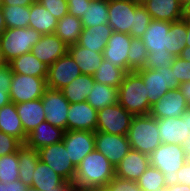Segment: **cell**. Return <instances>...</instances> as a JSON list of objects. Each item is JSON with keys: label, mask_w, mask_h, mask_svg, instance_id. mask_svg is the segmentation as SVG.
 <instances>
[{"label": "cell", "mask_w": 190, "mask_h": 191, "mask_svg": "<svg viewBox=\"0 0 190 191\" xmlns=\"http://www.w3.org/2000/svg\"><path fill=\"white\" fill-rule=\"evenodd\" d=\"M114 177L115 166L94 149L76 167L73 183L76 189L90 191L95 187L107 185Z\"/></svg>", "instance_id": "1"}, {"label": "cell", "mask_w": 190, "mask_h": 191, "mask_svg": "<svg viewBox=\"0 0 190 191\" xmlns=\"http://www.w3.org/2000/svg\"><path fill=\"white\" fill-rule=\"evenodd\" d=\"M118 103L134 116L150 113L147 89L136 71L127 72L118 87Z\"/></svg>", "instance_id": "2"}, {"label": "cell", "mask_w": 190, "mask_h": 191, "mask_svg": "<svg viewBox=\"0 0 190 191\" xmlns=\"http://www.w3.org/2000/svg\"><path fill=\"white\" fill-rule=\"evenodd\" d=\"M133 150L150 155L162 141L158 130V119L147 115H135L127 133Z\"/></svg>", "instance_id": "3"}, {"label": "cell", "mask_w": 190, "mask_h": 191, "mask_svg": "<svg viewBox=\"0 0 190 191\" xmlns=\"http://www.w3.org/2000/svg\"><path fill=\"white\" fill-rule=\"evenodd\" d=\"M41 36V33L30 27L6 29L0 36L1 61L9 63L24 53L31 52Z\"/></svg>", "instance_id": "4"}, {"label": "cell", "mask_w": 190, "mask_h": 191, "mask_svg": "<svg viewBox=\"0 0 190 191\" xmlns=\"http://www.w3.org/2000/svg\"><path fill=\"white\" fill-rule=\"evenodd\" d=\"M186 152L183 145L160 144L150 155V166L159 169L166 186L179 184L177 171L185 164Z\"/></svg>", "instance_id": "5"}, {"label": "cell", "mask_w": 190, "mask_h": 191, "mask_svg": "<svg viewBox=\"0 0 190 191\" xmlns=\"http://www.w3.org/2000/svg\"><path fill=\"white\" fill-rule=\"evenodd\" d=\"M135 71L141 76L146 86L150 106L156 104L167 91L179 89L180 83L175 80L171 65L156 70L138 69Z\"/></svg>", "instance_id": "6"}, {"label": "cell", "mask_w": 190, "mask_h": 191, "mask_svg": "<svg viewBox=\"0 0 190 191\" xmlns=\"http://www.w3.org/2000/svg\"><path fill=\"white\" fill-rule=\"evenodd\" d=\"M134 115L119 103L106 106L97 112L96 131L127 135Z\"/></svg>", "instance_id": "7"}, {"label": "cell", "mask_w": 190, "mask_h": 191, "mask_svg": "<svg viewBox=\"0 0 190 191\" xmlns=\"http://www.w3.org/2000/svg\"><path fill=\"white\" fill-rule=\"evenodd\" d=\"M46 79L13 73L9 90L11 102L18 104L41 98L47 89Z\"/></svg>", "instance_id": "8"}, {"label": "cell", "mask_w": 190, "mask_h": 191, "mask_svg": "<svg viewBox=\"0 0 190 191\" xmlns=\"http://www.w3.org/2000/svg\"><path fill=\"white\" fill-rule=\"evenodd\" d=\"M39 159L51 167L65 181H73L76 168L73 166L63 141L40 148Z\"/></svg>", "instance_id": "9"}, {"label": "cell", "mask_w": 190, "mask_h": 191, "mask_svg": "<svg viewBox=\"0 0 190 191\" xmlns=\"http://www.w3.org/2000/svg\"><path fill=\"white\" fill-rule=\"evenodd\" d=\"M139 0H108V24L114 32L130 34Z\"/></svg>", "instance_id": "10"}, {"label": "cell", "mask_w": 190, "mask_h": 191, "mask_svg": "<svg viewBox=\"0 0 190 191\" xmlns=\"http://www.w3.org/2000/svg\"><path fill=\"white\" fill-rule=\"evenodd\" d=\"M41 100L46 121L67 131V112L70 103L64 97L62 91L47 88Z\"/></svg>", "instance_id": "11"}, {"label": "cell", "mask_w": 190, "mask_h": 191, "mask_svg": "<svg viewBox=\"0 0 190 191\" xmlns=\"http://www.w3.org/2000/svg\"><path fill=\"white\" fill-rule=\"evenodd\" d=\"M95 149L102 153L111 164L116 166L131 150L127 135H115L107 132H94Z\"/></svg>", "instance_id": "12"}, {"label": "cell", "mask_w": 190, "mask_h": 191, "mask_svg": "<svg viewBox=\"0 0 190 191\" xmlns=\"http://www.w3.org/2000/svg\"><path fill=\"white\" fill-rule=\"evenodd\" d=\"M81 74L77 63L67 52L48 67L47 88L61 90Z\"/></svg>", "instance_id": "13"}, {"label": "cell", "mask_w": 190, "mask_h": 191, "mask_svg": "<svg viewBox=\"0 0 190 191\" xmlns=\"http://www.w3.org/2000/svg\"><path fill=\"white\" fill-rule=\"evenodd\" d=\"M69 158L76 168L83 158L95 149V136L93 131L67 130L63 140Z\"/></svg>", "instance_id": "14"}, {"label": "cell", "mask_w": 190, "mask_h": 191, "mask_svg": "<svg viewBox=\"0 0 190 191\" xmlns=\"http://www.w3.org/2000/svg\"><path fill=\"white\" fill-rule=\"evenodd\" d=\"M190 106L179 89L167 91L156 104L151 106L150 115L156 119L180 117Z\"/></svg>", "instance_id": "15"}, {"label": "cell", "mask_w": 190, "mask_h": 191, "mask_svg": "<svg viewBox=\"0 0 190 191\" xmlns=\"http://www.w3.org/2000/svg\"><path fill=\"white\" fill-rule=\"evenodd\" d=\"M158 130L162 143L183 145L190 137L188 118L180 117L158 119Z\"/></svg>", "instance_id": "16"}, {"label": "cell", "mask_w": 190, "mask_h": 191, "mask_svg": "<svg viewBox=\"0 0 190 191\" xmlns=\"http://www.w3.org/2000/svg\"><path fill=\"white\" fill-rule=\"evenodd\" d=\"M67 52L68 45L55 33L43 34L31 49V53L48 67Z\"/></svg>", "instance_id": "17"}, {"label": "cell", "mask_w": 190, "mask_h": 191, "mask_svg": "<svg viewBox=\"0 0 190 191\" xmlns=\"http://www.w3.org/2000/svg\"><path fill=\"white\" fill-rule=\"evenodd\" d=\"M97 112L87 101L70 104L67 112V130L95 132Z\"/></svg>", "instance_id": "18"}, {"label": "cell", "mask_w": 190, "mask_h": 191, "mask_svg": "<svg viewBox=\"0 0 190 191\" xmlns=\"http://www.w3.org/2000/svg\"><path fill=\"white\" fill-rule=\"evenodd\" d=\"M132 36L120 32H112L103 52L105 60L128 72V52Z\"/></svg>", "instance_id": "19"}, {"label": "cell", "mask_w": 190, "mask_h": 191, "mask_svg": "<svg viewBox=\"0 0 190 191\" xmlns=\"http://www.w3.org/2000/svg\"><path fill=\"white\" fill-rule=\"evenodd\" d=\"M149 166V155L131 149L121 162L115 166V176L137 181Z\"/></svg>", "instance_id": "20"}, {"label": "cell", "mask_w": 190, "mask_h": 191, "mask_svg": "<svg viewBox=\"0 0 190 191\" xmlns=\"http://www.w3.org/2000/svg\"><path fill=\"white\" fill-rule=\"evenodd\" d=\"M65 130L53 126L47 121L41 122L28 135L25 145L34 150L59 143L63 140Z\"/></svg>", "instance_id": "21"}, {"label": "cell", "mask_w": 190, "mask_h": 191, "mask_svg": "<svg viewBox=\"0 0 190 191\" xmlns=\"http://www.w3.org/2000/svg\"><path fill=\"white\" fill-rule=\"evenodd\" d=\"M172 22L162 20H152L148 28L141 37L148 53L168 52L167 47V33Z\"/></svg>", "instance_id": "22"}, {"label": "cell", "mask_w": 190, "mask_h": 191, "mask_svg": "<svg viewBox=\"0 0 190 191\" xmlns=\"http://www.w3.org/2000/svg\"><path fill=\"white\" fill-rule=\"evenodd\" d=\"M152 20L174 22L182 19V6L178 0H142Z\"/></svg>", "instance_id": "23"}, {"label": "cell", "mask_w": 190, "mask_h": 191, "mask_svg": "<svg viewBox=\"0 0 190 191\" xmlns=\"http://www.w3.org/2000/svg\"><path fill=\"white\" fill-rule=\"evenodd\" d=\"M113 30L108 23L83 28L78 44L92 51L103 53Z\"/></svg>", "instance_id": "24"}, {"label": "cell", "mask_w": 190, "mask_h": 191, "mask_svg": "<svg viewBox=\"0 0 190 191\" xmlns=\"http://www.w3.org/2000/svg\"><path fill=\"white\" fill-rule=\"evenodd\" d=\"M16 109L26 135L41 122L46 121L41 98L18 103Z\"/></svg>", "instance_id": "25"}, {"label": "cell", "mask_w": 190, "mask_h": 191, "mask_svg": "<svg viewBox=\"0 0 190 191\" xmlns=\"http://www.w3.org/2000/svg\"><path fill=\"white\" fill-rule=\"evenodd\" d=\"M68 53L75 60L82 74L93 76L104 59L103 53L92 51L83 46L72 44Z\"/></svg>", "instance_id": "26"}, {"label": "cell", "mask_w": 190, "mask_h": 191, "mask_svg": "<svg viewBox=\"0 0 190 191\" xmlns=\"http://www.w3.org/2000/svg\"><path fill=\"white\" fill-rule=\"evenodd\" d=\"M0 131L17 138L22 144H25L27 140L16 104L13 102L0 108Z\"/></svg>", "instance_id": "27"}, {"label": "cell", "mask_w": 190, "mask_h": 191, "mask_svg": "<svg viewBox=\"0 0 190 191\" xmlns=\"http://www.w3.org/2000/svg\"><path fill=\"white\" fill-rule=\"evenodd\" d=\"M13 73L47 78L48 66L42 63L31 52L13 59L9 62Z\"/></svg>", "instance_id": "28"}, {"label": "cell", "mask_w": 190, "mask_h": 191, "mask_svg": "<svg viewBox=\"0 0 190 191\" xmlns=\"http://www.w3.org/2000/svg\"><path fill=\"white\" fill-rule=\"evenodd\" d=\"M30 28L43 34H51L55 32L58 19L55 18L45 7L39 2L30 5Z\"/></svg>", "instance_id": "29"}, {"label": "cell", "mask_w": 190, "mask_h": 191, "mask_svg": "<svg viewBox=\"0 0 190 191\" xmlns=\"http://www.w3.org/2000/svg\"><path fill=\"white\" fill-rule=\"evenodd\" d=\"M94 82L93 76L81 74L62 88L61 91L70 104L85 102L93 88Z\"/></svg>", "instance_id": "30"}, {"label": "cell", "mask_w": 190, "mask_h": 191, "mask_svg": "<svg viewBox=\"0 0 190 191\" xmlns=\"http://www.w3.org/2000/svg\"><path fill=\"white\" fill-rule=\"evenodd\" d=\"M83 30L80 18L66 14L58 20L55 34L68 46L77 44Z\"/></svg>", "instance_id": "31"}, {"label": "cell", "mask_w": 190, "mask_h": 191, "mask_svg": "<svg viewBox=\"0 0 190 191\" xmlns=\"http://www.w3.org/2000/svg\"><path fill=\"white\" fill-rule=\"evenodd\" d=\"M63 181L64 179L51 167L39 160L33 173L31 187L40 191H50L55 190Z\"/></svg>", "instance_id": "32"}, {"label": "cell", "mask_w": 190, "mask_h": 191, "mask_svg": "<svg viewBox=\"0 0 190 191\" xmlns=\"http://www.w3.org/2000/svg\"><path fill=\"white\" fill-rule=\"evenodd\" d=\"M86 101L97 111L114 105L118 103V88L95 81Z\"/></svg>", "instance_id": "33"}, {"label": "cell", "mask_w": 190, "mask_h": 191, "mask_svg": "<svg viewBox=\"0 0 190 191\" xmlns=\"http://www.w3.org/2000/svg\"><path fill=\"white\" fill-rule=\"evenodd\" d=\"M18 160H19V180L25 185L31 187L33 173L38 161L40 160L38 151L29 148L25 144H23L18 149Z\"/></svg>", "instance_id": "34"}, {"label": "cell", "mask_w": 190, "mask_h": 191, "mask_svg": "<svg viewBox=\"0 0 190 191\" xmlns=\"http://www.w3.org/2000/svg\"><path fill=\"white\" fill-rule=\"evenodd\" d=\"M126 73L122 68H118L110 61L103 59L93 78L98 83L118 88L123 82Z\"/></svg>", "instance_id": "35"}, {"label": "cell", "mask_w": 190, "mask_h": 191, "mask_svg": "<svg viewBox=\"0 0 190 191\" xmlns=\"http://www.w3.org/2000/svg\"><path fill=\"white\" fill-rule=\"evenodd\" d=\"M80 19L83 28L108 23V0H92Z\"/></svg>", "instance_id": "36"}, {"label": "cell", "mask_w": 190, "mask_h": 191, "mask_svg": "<svg viewBox=\"0 0 190 191\" xmlns=\"http://www.w3.org/2000/svg\"><path fill=\"white\" fill-rule=\"evenodd\" d=\"M186 19H180L171 23L167 33V51L178 57L186 46Z\"/></svg>", "instance_id": "37"}, {"label": "cell", "mask_w": 190, "mask_h": 191, "mask_svg": "<svg viewBox=\"0 0 190 191\" xmlns=\"http://www.w3.org/2000/svg\"><path fill=\"white\" fill-rule=\"evenodd\" d=\"M6 29L29 26L30 6L2 5Z\"/></svg>", "instance_id": "38"}, {"label": "cell", "mask_w": 190, "mask_h": 191, "mask_svg": "<svg viewBox=\"0 0 190 191\" xmlns=\"http://www.w3.org/2000/svg\"><path fill=\"white\" fill-rule=\"evenodd\" d=\"M136 182L142 191H164L166 188L163 173L152 166H149Z\"/></svg>", "instance_id": "39"}, {"label": "cell", "mask_w": 190, "mask_h": 191, "mask_svg": "<svg viewBox=\"0 0 190 191\" xmlns=\"http://www.w3.org/2000/svg\"><path fill=\"white\" fill-rule=\"evenodd\" d=\"M19 179L18 151L0 157V182L6 184Z\"/></svg>", "instance_id": "40"}, {"label": "cell", "mask_w": 190, "mask_h": 191, "mask_svg": "<svg viewBox=\"0 0 190 191\" xmlns=\"http://www.w3.org/2000/svg\"><path fill=\"white\" fill-rule=\"evenodd\" d=\"M148 50L141 38H132L128 52V72L135 71L145 66Z\"/></svg>", "instance_id": "41"}, {"label": "cell", "mask_w": 190, "mask_h": 191, "mask_svg": "<svg viewBox=\"0 0 190 191\" xmlns=\"http://www.w3.org/2000/svg\"><path fill=\"white\" fill-rule=\"evenodd\" d=\"M152 21V17L146 8L140 2L135 8V21L132 26L130 35L133 38H141Z\"/></svg>", "instance_id": "42"}, {"label": "cell", "mask_w": 190, "mask_h": 191, "mask_svg": "<svg viewBox=\"0 0 190 191\" xmlns=\"http://www.w3.org/2000/svg\"><path fill=\"white\" fill-rule=\"evenodd\" d=\"M90 191H142L136 181L115 176L107 185L98 186Z\"/></svg>", "instance_id": "43"}, {"label": "cell", "mask_w": 190, "mask_h": 191, "mask_svg": "<svg viewBox=\"0 0 190 191\" xmlns=\"http://www.w3.org/2000/svg\"><path fill=\"white\" fill-rule=\"evenodd\" d=\"M176 56L170 54L169 52L165 53H157L152 52L148 53L145 61V66L140 69H152L156 70L160 67H165L171 65V63L175 60Z\"/></svg>", "instance_id": "44"}, {"label": "cell", "mask_w": 190, "mask_h": 191, "mask_svg": "<svg viewBox=\"0 0 190 191\" xmlns=\"http://www.w3.org/2000/svg\"><path fill=\"white\" fill-rule=\"evenodd\" d=\"M171 68L174 70V78L179 83L190 81V61L181 57H176L171 63Z\"/></svg>", "instance_id": "45"}, {"label": "cell", "mask_w": 190, "mask_h": 191, "mask_svg": "<svg viewBox=\"0 0 190 191\" xmlns=\"http://www.w3.org/2000/svg\"><path fill=\"white\" fill-rule=\"evenodd\" d=\"M58 20L68 14V3L64 0H38Z\"/></svg>", "instance_id": "46"}, {"label": "cell", "mask_w": 190, "mask_h": 191, "mask_svg": "<svg viewBox=\"0 0 190 191\" xmlns=\"http://www.w3.org/2000/svg\"><path fill=\"white\" fill-rule=\"evenodd\" d=\"M22 145L17 138L0 131V157L17 152Z\"/></svg>", "instance_id": "47"}, {"label": "cell", "mask_w": 190, "mask_h": 191, "mask_svg": "<svg viewBox=\"0 0 190 191\" xmlns=\"http://www.w3.org/2000/svg\"><path fill=\"white\" fill-rule=\"evenodd\" d=\"M12 69L9 63L0 64V89L9 93L11 80H12Z\"/></svg>", "instance_id": "48"}, {"label": "cell", "mask_w": 190, "mask_h": 191, "mask_svg": "<svg viewBox=\"0 0 190 191\" xmlns=\"http://www.w3.org/2000/svg\"><path fill=\"white\" fill-rule=\"evenodd\" d=\"M91 1L92 0H71L68 3V14L81 18L87 5H90Z\"/></svg>", "instance_id": "49"}, {"label": "cell", "mask_w": 190, "mask_h": 191, "mask_svg": "<svg viewBox=\"0 0 190 191\" xmlns=\"http://www.w3.org/2000/svg\"><path fill=\"white\" fill-rule=\"evenodd\" d=\"M176 173L179 179V184L190 186V166L185 163Z\"/></svg>", "instance_id": "50"}, {"label": "cell", "mask_w": 190, "mask_h": 191, "mask_svg": "<svg viewBox=\"0 0 190 191\" xmlns=\"http://www.w3.org/2000/svg\"><path fill=\"white\" fill-rule=\"evenodd\" d=\"M29 186L22 183L19 179L14 182L4 184V191H27Z\"/></svg>", "instance_id": "51"}, {"label": "cell", "mask_w": 190, "mask_h": 191, "mask_svg": "<svg viewBox=\"0 0 190 191\" xmlns=\"http://www.w3.org/2000/svg\"><path fill=\"white\" fill-rule=\"evenodd\" d=\"M75 189L73 181H63L60 185L55 187V190L50 191H73ZM27 191H40L35 188L29 187Z\"/></svg>", "instance_id": "52"}, {"label": "cell", "mask_w": 190, "mask_h": 191, "mask_svg": "<svg viewBox=\"0 0 190 191\" xmlns=\"http://www.w3.org/2000/svg\"><path fill=\"white\" fill-rule=\"evenodd\" d=\"M38 0H2V5L30 6Z\"/></svg>", "instance_id": "53"}, {"label": "cell", "mask_w": 190, "mask_h": 191, "mask_svg": "<svg viewBox=\"0 0 190 191\" xmlns=\"http://www.w3.org/2000/svg\"><path fill=\"white\" fill-rule=\"evenodd\" d=\"M179 90L184 96L187 104L190 106V81H186L180 84Z\"/></svg>", "instance_id": "54"}, {"label": "cell", "mask_w": 190, "mask_h": 191, "mask_svg": "<svg viewBox=\"0 0 190 191\" xmlns=\"http://www.w3.org/2000/svg\"><path fill=\"white\" fill-rule=\"evenodd\" d=\"M164 191H190V186L185 184H175L173 186H166Z\"/></svg>", "instance_id": "55"}, {"label": "cell", "mask_w": 190, "mask_h": 191, "mask_svg": "<svg viewBox=\"0 0 190 191\" xmlns=\"http://www.w3.org/2000/svg\"><path fill=\"white\" fill-rule=\"evenodd\" d=\"M11 102L10 94L0 89V108Z\"/></svg>", "instance_id": "56"}, {"label": "cell", "mask_w": 190, "mask_h": 191, "mask_svg": "<svg viewBox=\"0 0 190 191\" xmlns=\"http://www.w3.org/2000/svg\"><path fill=\"white\" fill-rule=\"evenodd\" d=\"M182 19L190 20V1L182 6Z\"/></svg>", "instance_id": "57"}, {"label": "cell", "mask_w": 190, "mask_h": 191, "mask_svg": "<svg viewBox=\"0 0 190 191\" xmlns=\"http://www.w3.org/2000/svg\"><path fill=\"white\" fill-rule=\"evenodd\" d=\"M6 30V23L4 19L2 6L0 7V36Z\"/></svg>", "instance_id": "58"}, {"label": "cell", "mask_w": 190, "mask_h": 191, "mask_svg": "<svg viewBox=\"0 0 190 191\" xmlns=\"http://www.w3.org/2000/svg\"><path fill=\"white\" fill-rule=\"evenodd\" d=\"M179 57H181L187 61H190V46H185L182 49V52H181Z\"/></svg>", "instance_id": "59"}, {"label": "cell", "mask_w": 190, "mask_h": 191, "mask_svg": "<svg viewBox=\"0 0 190 191\" xmlns=\"http://www.w3.org/2000/svg\"><path fill=\"white\" fill-rule=\"evenodd\" d=\"M186 29H187L186 46H190V20L189 19H186Z\"/></svg>", "instance_id": "60"}, {"label": "cell", "mask_w": 190, "mask_h": 191, "mask_svg": "<svg viewBox=\"0 0 190 191\" xmlns=\"http://www.w3.org/2000/svg\"><path fill=\"white\" fill-rule=\"evenodd\" d=\"M184 115L188 118V125L190 129V107L185 111Z\"/></svg>", "instance_id": "61"}, {"label": "cell", "mask_w": 190, "mask_h": 191, "mask_svg": "<svg viewBox=\"0 0 190 191\" xmlns=\"http://www.w3.org/2000/svg\"><path fill=\"white\" fill-rule=\"evenodd\" d=\"M185 163L190 166V154H186Z\"/></svg>", "instance_id": "62"}, {"label": "cell", "mask_w": 190, "mask_h": 191, "mask_svg": "<svg viewBox=\"0 0 190 191\" xmlns=\"http://www.w3.org/2000/svg\"><path fill=\"white\" fill-rule=\"evenodd\" d=\"M190 0H178L179 4L181 6L185 5L187 2H189Z\"/></svg>", "instance_id": "63"}, {"label": "cell", "mask_w": 190, "mask_h": 191, "mask_svg": "<svg viewBox=\"0 0 190 191\" xmlns=\"http://www.w3.org/2000/svg\"><path fill=\"white\" fill-rule=\"evenodd\" d=\"M186 154H190V146H183Z\"/></svg>", "instance_id": "64"}, {"label": "cell", "mask_w": 190, "mask_h": 191, "mask_svg": "<svg viewBox=\"0 0 190 191\" xmlns=\"http://www.w3.org/2000/svg\"><path fill=\"white\" fill-rule=\"evenodd\" d=\"M183 146H190V137L185 141Z\"/></svg>", "instance_id": "65"}, {"label": "cell", "mask_w": 190, "mask_h": 191, "mask_svg": "<svg viewBox=\"0 0 190 191\" xmlns=\"http://www.w3.org/2000/svg\"><path fill=\"white\" fill-rule=\"evenodd\" d=\"M0 191H4V184L0 182Z\"/></svg>", "instance_id": "66"}, {"label": "cell", "mask_w": 190, "mask_h": 191, "mask_svg": "<svg viewBox=\"0 0 190 191\" xmlns=\"http://www.w3.org/2000/svg\"><path fill=\"white\" fill-rule=\"evenodd\" d=\"M73 191H83V190H79V189H76V188H75Z\"/></svg>", "instance_id": "67"}]
</instances>
